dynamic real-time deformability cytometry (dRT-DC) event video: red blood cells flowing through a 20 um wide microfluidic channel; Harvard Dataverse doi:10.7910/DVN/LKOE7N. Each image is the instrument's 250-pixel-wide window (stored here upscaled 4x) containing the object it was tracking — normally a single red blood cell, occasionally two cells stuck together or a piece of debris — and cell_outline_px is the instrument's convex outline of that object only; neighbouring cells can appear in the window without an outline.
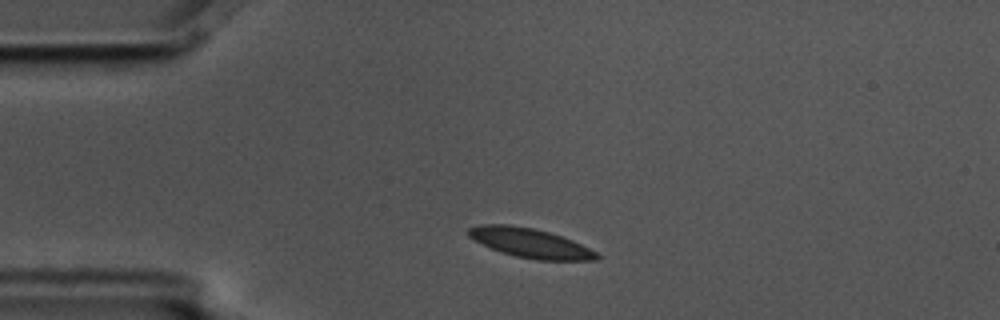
{"species": "common noctule bat (a hibernating species)", "species_latin": "Nyctalus noctula", "temperature_condition": "cold", "stored_images_in_passage": 2, "camera_frame_rate_fps": 3000, "um_per_image_px": 0.085, "animal": {"sex": "male", "body_mass_g": 17.5, "forearm_length_mm": 52.3}, "frame": {"image": 1, "passage_image": 1, "time_ms": 0.0, "image_size_px": [1000, 320], "cell_outline_px": [[600, 256], [596, 260], [536, 260], [516, 256], [492, 248], [468, 236], [468, 228], [480, 224], [508, 224], [532, 228], [548, 232], [572, 240], [596, 252]], "centroid_in_image_um": [45.07, 20.65], "position_along_channel_um": 39.9, "area_um2": 21.5}}